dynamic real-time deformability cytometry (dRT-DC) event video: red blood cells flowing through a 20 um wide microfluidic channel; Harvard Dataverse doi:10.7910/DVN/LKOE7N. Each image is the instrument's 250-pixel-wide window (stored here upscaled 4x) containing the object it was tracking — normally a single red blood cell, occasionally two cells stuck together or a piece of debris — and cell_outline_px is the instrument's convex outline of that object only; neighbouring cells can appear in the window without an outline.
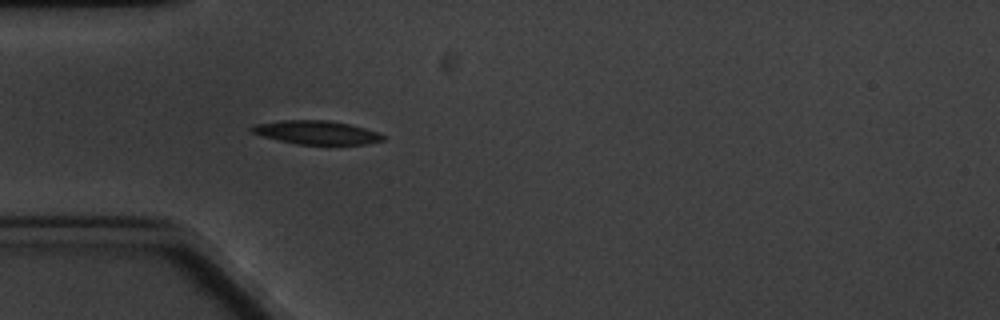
{"species": "common noctule bat (a hibernating species)", "species_latin": "Nyctalus noctula", "temperature_condition": "cold", "stored_images_in_passage": 5, "camera_frame_rate_fps": 3000, "um_per_image_px": 0.085, "animal": {"sex": "male", "body_mass_g": 20.1, "forearm_length_mm": 53.5}, "frame": {"image": 1, "passage_image": 5, "time_ms": 4.667, "image_size_px": [1000, 320], "cell_outline_px": [[384, 140], [364, 144], [296, 144], [264, 136], [252, 132], [248, 128], [256, 124], [280, 120], [328, 120], [348, 124], [364, 128], [376, 132], [384, 136]], "centroid_in_image_um": [26.88, 11.25], "position_along_channel_um": 58.1, "area_um2": 17.74}}